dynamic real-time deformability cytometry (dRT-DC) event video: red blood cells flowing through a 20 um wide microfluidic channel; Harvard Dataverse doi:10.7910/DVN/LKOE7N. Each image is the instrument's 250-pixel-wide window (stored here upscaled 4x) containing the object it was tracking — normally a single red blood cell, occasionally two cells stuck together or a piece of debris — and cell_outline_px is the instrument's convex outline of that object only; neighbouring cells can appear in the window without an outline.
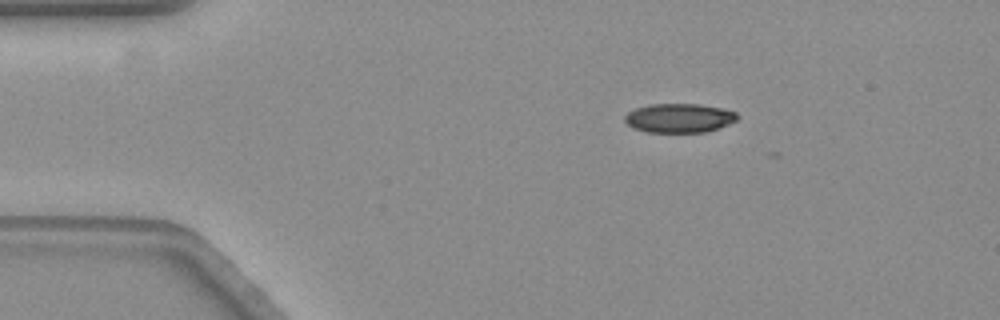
{"species": "common noctule bat (a hibernating species)", "species_latin": "Nyctalus noctula", "temperature_condition": "warm", "stored_images_in_passage": 4, "camera_frame_rate_fps": 3000, "um_per_image_px": 0.085, "animal": {"sex": "female", "body_mass_g": 19.3, "forearm_length_mm": 54.1}, "frame": {"image": 1, "passage_image": 1, "time_ms": 0.0, "image_size_px": [1000, 320], "cell_outline_px": [[740, 116], [736, 120], [728, 124], [704, 132], [648, 132], [636, 128], [628, 124], [624, 120], [624, 116], [628, 112], [636, 108], [648, 104], [700, 104], [724, 108], [736, 112]], "centroid_in_image_um": [57.75, 10.02], "position_along_channel_um": 27.3, "area_um2": 19.02}}